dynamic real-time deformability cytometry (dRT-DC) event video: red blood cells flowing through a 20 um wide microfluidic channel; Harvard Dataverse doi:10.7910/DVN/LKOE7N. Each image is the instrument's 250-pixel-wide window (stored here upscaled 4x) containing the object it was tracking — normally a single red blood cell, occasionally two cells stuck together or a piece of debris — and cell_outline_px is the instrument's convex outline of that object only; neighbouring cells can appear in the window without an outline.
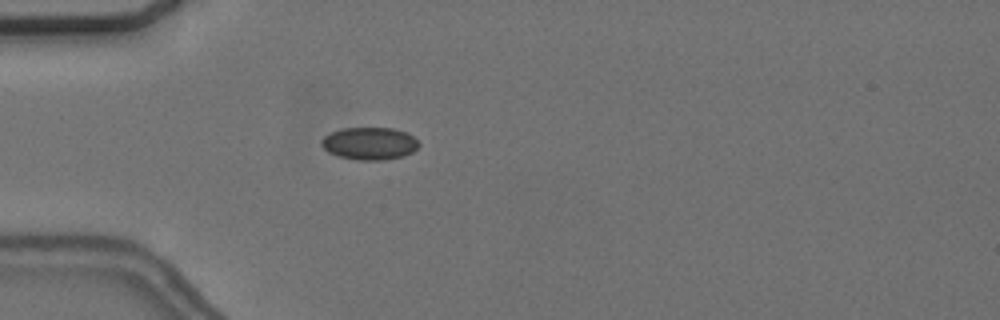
{"species": "common noctule bat (a hibernating species)", "species_latin": "Nyctalus noctula", "temperature_condition": "cold", "stored_images_in_passage": 49, "camera_frame_rate_fps": 3000, "um_per_image_px": 0.085, "animal": {"sex": "female", "body_mass_g": 24.6, "forearm_length_mm": 56.2}, "frame": {"image": 1, "passage_image": 10, "time_ms": 3.0, "image_size_px": [1000, 320], "cell_outline_px": [[420, 144], [412, 152], [400, 156], [384, 160], [360, 160], [340, 156], [328, 152], [320, 144], [320, 140], [324, 136], [340, 128], [392, 128], [404, 132], [412, 136]], "centroid_in_image_um": [31.37, 12.19], "position_along_channel_um": 53.6, "area_um2": 18.21}}
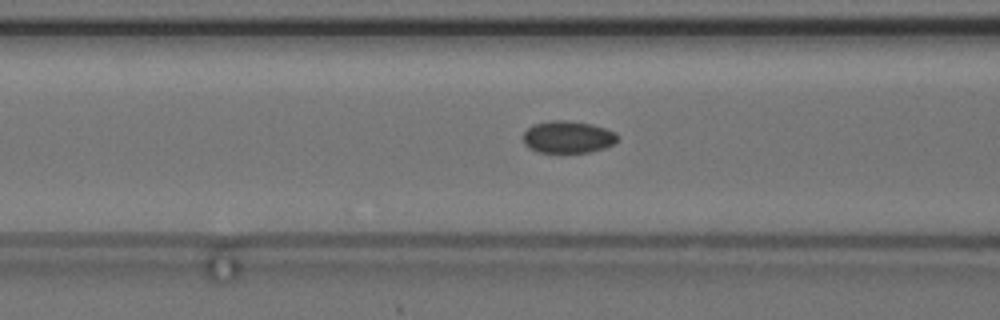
{"frame": {"image": 2, "passage_image": 16, "time_ms": 5.0, "image_size_px": [1000, 320], "cell_outline_px": [[620, 140], [604, 148], [588, 152], [536, 152], [528, 148], [524, 144], [524, 132], [532, 124], [552, 120], [568, 120], [592, 124], [616, 132]], "centroid_in_image_um": [48.27, 11.64], "position_along_channel_um": 118.3, "area_um2": 17.8}}
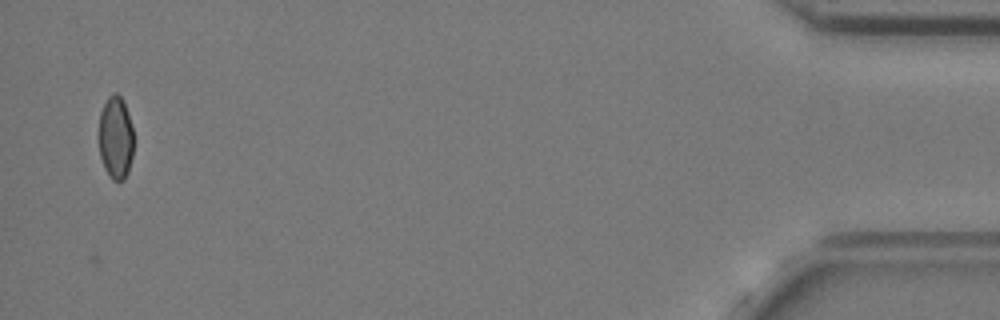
{"frame": {"image": 3, "passage_image": 48, "time_ms": 15.667, "image_size_px": [1000, 320], "cell_outline_px": [[132, 156], [128, 172], [124, 180], [112, 180], [104, 168], [100, 156], [100, 112], [108, 96], [112, 92], [116, 92], [124, 100], [128, 112], [132, 128]], "centroid_in_image_um": [9.84, 11.68], "position_along_channel_um": 425.4, "area_um2": 16.7}, "authors_computed_cell_mechanics": {"area_um2": 17.9758, "velocity_mm_per_s": 3.6863, "shape_relaxation_time_tau1_ms": 6.1949, "shape_relaxation_time_tau2_ms": 3.0281, "deformation_change_tau1": 0.0781, "deformation_change_tau2": 0.0576}}